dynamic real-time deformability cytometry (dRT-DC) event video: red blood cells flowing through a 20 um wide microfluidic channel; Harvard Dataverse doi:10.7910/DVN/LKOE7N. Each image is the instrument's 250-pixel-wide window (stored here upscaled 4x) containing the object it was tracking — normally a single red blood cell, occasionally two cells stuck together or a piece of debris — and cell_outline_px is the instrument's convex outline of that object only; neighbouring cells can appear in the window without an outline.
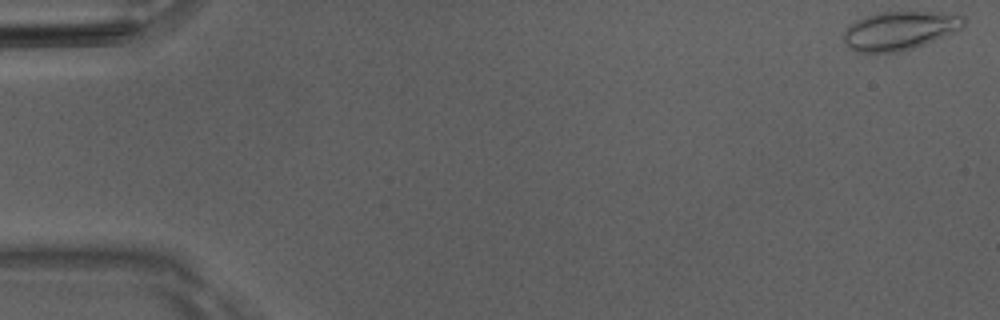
{"species": "Egyptian fruit bat (a non-hibernating species)", "species_latin": "Rousettus aegyptiacus", "temperature_condition": "room temperature", "stored_images_in_passage": 51, "camera_frame_rate_fps": 3000, "um_per_image_px": 0.085, "animal": {"sex": "male"}, "frame": {"image": 1, "passage_image": 1, "time_ms": 0.0, "image_size_px": [1000, 320], "cell_outline_px": [[964, 24], [960, 28], [944, 36], [924, 44], [900, 52], [856, 52], [840, 36], [856, 20], [864, 16], [876, 12], [956, 12], [964, 16]], "centroid_in_image_um": [76.48, 2.58], "position_along_channel_um": 8.5, "area_um2": 26.93}}
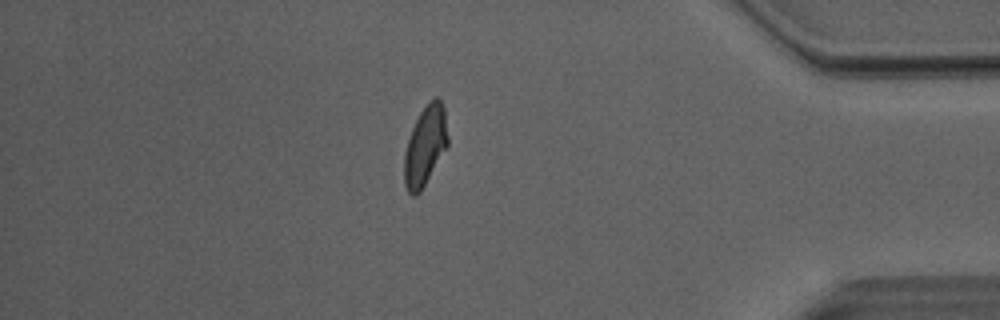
{"frame": {"image": 2, "passage_image": 44, "time_ms": 14.333, "image_size_px": [1000, 320], "cell_outline_px": [[448, 144], [420, 192], [416, 196], [412, 196], [408, 192], [404, 184], [404, 152], [412, 128], [420, 112], [436, 96], [440, 100], [444, 108], [448, 136]], "centroid_in_image_um": [36.12, 12.42], "position_along_channel_um": 399.1, "area_um2": 19.88}}
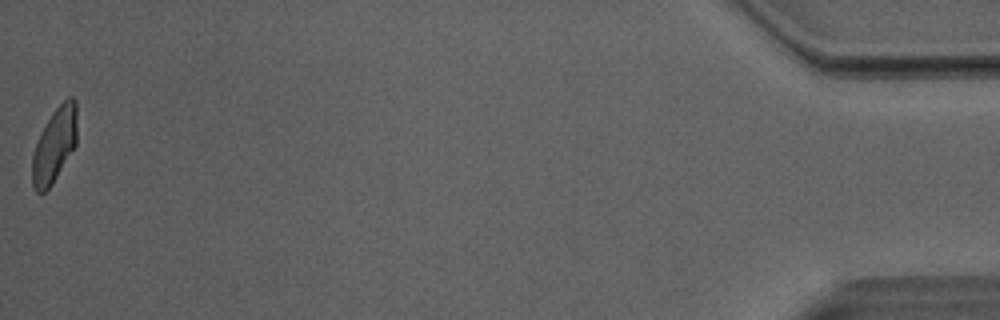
{"frame": {"image": 3, "passage_image": 51, "time_ms": 16.667, "image_size_px": [1000, 320], "cell_outline_px": [[76, 144], [52, 184], [44, 192], [36, 192], [32, 188], [32, 156], [36, 144], [52, 112], [68, 96], [72, 96], [76, 100]], "centroid_in_image_um": [4.63, 12.34], "position_along_channel_um": 430.6, "area_um2": 19.13}, "authors_computed_cell_mechanics": {"area_um2": 20.808, "velocity_mm_per_s": 4.0363, "shape_relaxation_time_tau1_ms": 3.9165, "shape_relaxation_time_tau2_ms": 1.1034, "deformation_change_tau1": 0.1382, "deformation_change_tau2": 0.0684}}